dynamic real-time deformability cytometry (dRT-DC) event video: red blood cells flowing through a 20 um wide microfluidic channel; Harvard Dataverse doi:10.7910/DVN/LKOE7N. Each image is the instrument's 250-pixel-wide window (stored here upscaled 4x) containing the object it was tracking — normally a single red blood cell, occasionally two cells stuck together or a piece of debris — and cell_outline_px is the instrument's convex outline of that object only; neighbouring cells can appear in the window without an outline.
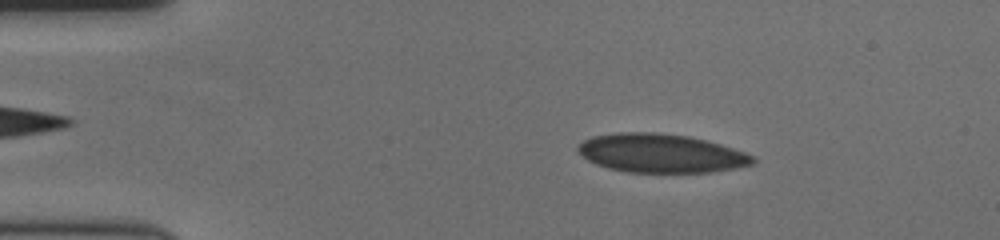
{"species": "human", "species_latin": "Homo sapiens", "temperature_condition": "cold", "stored_images_in_passage": 57, "camera_frame_rate_fps": 3000, "um_per_image_px": 0.085, "donor": {"sex": "female"}, "frame": {"image": 1, "passage_image": 9, "time_ms": 2.667, "image_size_px": [1000, 240], "cell_outline_px": [[756, 160], [752, 164], [712, 172], [628, 172], [608, 168], [596, 164], [588, 160], [576, 148], [584, 140], [592, 136], [620, 132], [648, 132], [684, 136], [704, 140], [720, 144], [744, 152], [752, 156]], "centroid_in_image_um": [56.15, 13.03], "position_along_channel_um": 28.9, "area_um2": 38.84}}
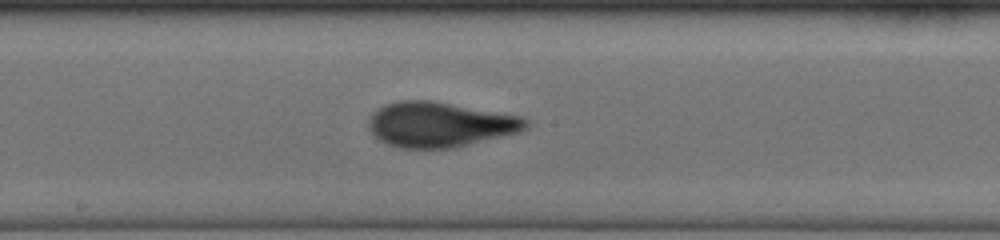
{"frame": {"image": 2, "passage_image": 30, "time_ms": 9.667, "image_size_px": [1000, 240], "cell_outline_px": [[528, 124], [524, 128], [516, 132], [452, 148], [400, 148], [388, 144], [380, 140], [368, 128], [368, 124], [372, 116], [384, 104], [400, 100], [432, 100], [520, 116], [528, 120]], "centroid_in_image_um": [37.35, 10.57], "position_along_channel_um": 210.9, "area_um2": 40.58}}
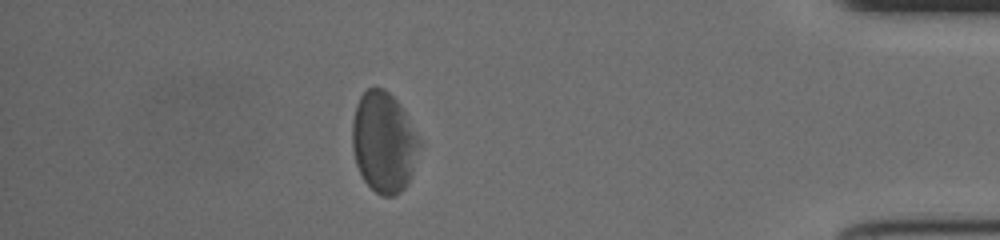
{"frame": {"image": 3, "passage_image": 50, "time_ms": 16.333, "image_size_px": [1000, 240], "cell_outline_px": [[420, 140], [408, 184], [396, 196], [380, 196], [364, 180], [356, 164], [352, 148], [352, 120], [356, 104], [360, 96], [368, 88], [384, 88], [400, 104]], "centroid_in_image_um": [32.58, 12.08], "position_along_channel_um": 402.6, "area_um2": 39.02}, "authors_computed_cell_mechanics": {"area_um2": 39.5352, "velocity_mm_per_s": 3.5283, "shape_relaxation_time_tau1_ms": 4.8587, "shape_relaxation_time_tau2_ms": 1.1932, "deformation_change_tau1": 0.118, "deformation_change_tau2": 0.0484}}